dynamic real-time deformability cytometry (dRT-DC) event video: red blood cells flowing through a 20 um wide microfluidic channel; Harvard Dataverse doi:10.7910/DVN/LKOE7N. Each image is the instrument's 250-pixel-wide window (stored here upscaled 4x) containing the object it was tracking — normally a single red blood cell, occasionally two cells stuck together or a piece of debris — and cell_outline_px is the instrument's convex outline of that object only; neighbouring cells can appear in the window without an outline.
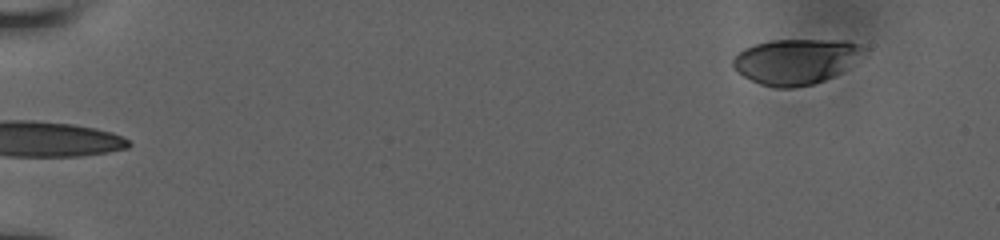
{"species": "human", "species_latin": "Homo sapiens", "temperature_condition": "room temperature", "stored_images_in_passage": 2, "camera_frame_rate_fps": 3000, "um_per_image_px": 0.085, "donor": {"sex": "male"}, "frame": {"image": 1, "passage_image": 2, "time_ms": 1.0, "image_size_px": [1000, 240], "cell_outline_px": [[868, 56], [840, 72], [824, 80], [812, 84], [792, 88], [776, 88], [760, 84], [744, 76], [732, 68], [732, 60], [744, 48], [756, 44], [772, 40], [848, 40], [860, 44], [868, 48]], "centroid_in_image_um": [67.74, 5.21], "position_along_channel_um": 17.3, "area_um2": 35.08}}